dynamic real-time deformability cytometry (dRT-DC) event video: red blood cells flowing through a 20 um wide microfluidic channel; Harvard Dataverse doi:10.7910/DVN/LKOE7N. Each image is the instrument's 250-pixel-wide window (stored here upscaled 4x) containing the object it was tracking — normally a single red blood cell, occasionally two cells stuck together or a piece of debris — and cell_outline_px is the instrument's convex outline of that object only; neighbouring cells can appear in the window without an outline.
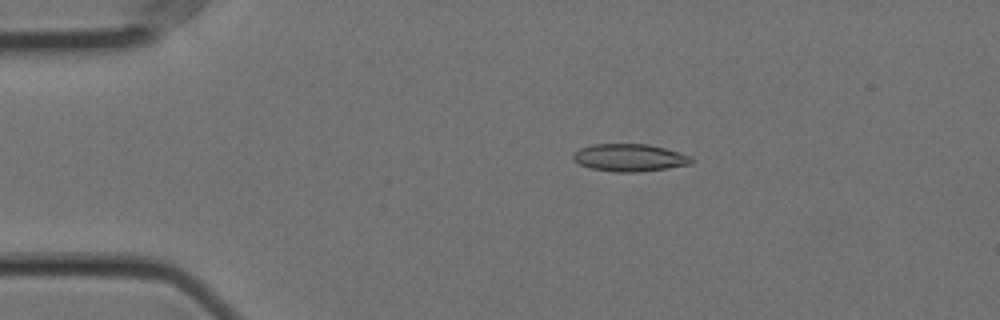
{"species": "Egyptian fruit bat (a non-hibernating species)", "species_latin": "Rousettus aegyptiacus", "temperature_condition": "cold", "stored_images_in_passage": 22, "camera_frame_rate_fps": 3000, "um_per_image_px": 0.085, "animal": {"sex": "female"}, "frame": {"image": 1, "passage_image": 6, "time_ms": 1.667, "image_size_px": [1000, 320], "cell_outline_px": [[692, 164], [668, 168], [640, 172], [616, 172], [588, 168], [580, 164], [572, 156], [580, 148], [592, 144], [648, 144], [664, 148], [692, 156]], "centroid_in_image_um": [53.53, 13.41], "position_along_channel_um": 31.5, "area_um2": 18.9}}
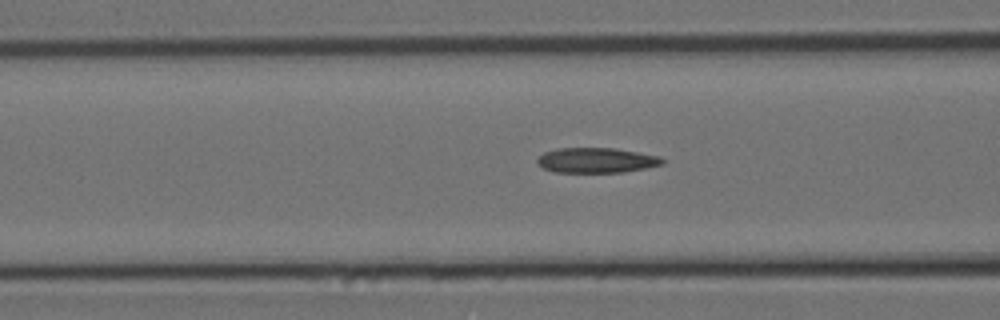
{"frame": {"image": 2, "passage_image": 17, "time_ms": 5.333, "image_size_px": [1000, 320], "cell_outline_px": [[664, 164], [648, 168], [624, 172], [556, 172], [544, 168], [536, 160], [544, 152], [556, 148], [616, 148], [660, 156], [664, 160]], "centroid_in_image_um": [50.75, 13.62], "position_along_channel_um": 115.9, "area_um2": 18.32}}
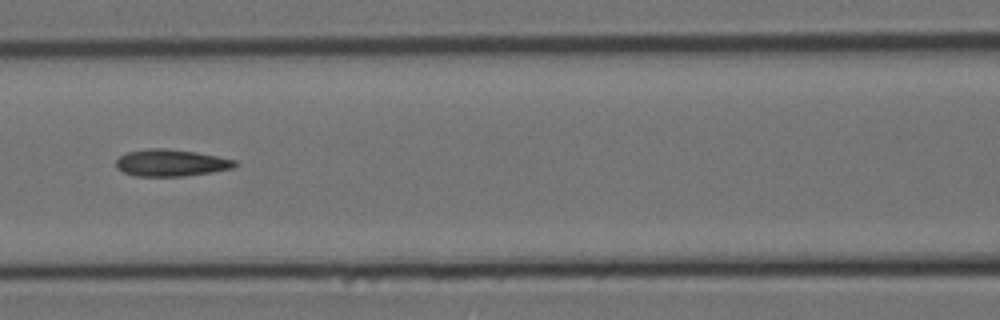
{"frame": {"image": 3, "passage_image": 20, "time_ms": 6.333, "image_size_px": [1000, 320], "cell_outline_px": [[236, 164], [232, 168], [212, 172], [184, 176], [132, 176], [116, 168], [116, 160], [120, 156], [128, 152], [148, 148], [164, 148], [196, 152], [236, 160]], "centroid_in_image_um": [14.5, 13.84], "position_along_channel_um": 152.1, "area_um2": 18.55}}